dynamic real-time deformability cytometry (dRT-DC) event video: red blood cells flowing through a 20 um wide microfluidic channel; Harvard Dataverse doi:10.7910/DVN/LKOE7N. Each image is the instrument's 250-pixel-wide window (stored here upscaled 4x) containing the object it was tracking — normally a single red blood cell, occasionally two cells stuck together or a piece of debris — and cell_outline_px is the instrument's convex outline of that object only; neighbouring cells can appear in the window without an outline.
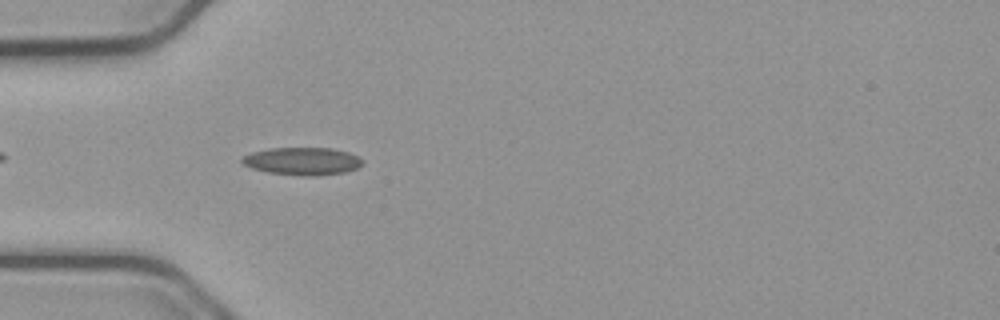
{"species": "common noctule bat (a hibernating species)", "species_latin": "Nyctalus noctula", "temperature_condition": "cold", "stored_images_in_passage": 42, "camera_frame_rate_fps": 3000, "um_per_image_px": 0.085, "animal": {"sex": "male", "body_mass_g": 23.1, "forearm_length_mm": 52.7}, "frame": {"image": 1, "passage_image": 4, "time_ms": 1.0, "image_size_px": [1000, 320], "cell_outline_px": [[364, 160], [356, 168], [344, 172], [312, 176], [304, 176], [268, 172], [252, 168], [244, 164], [240, 160], [244, 156], [252, 152], [268, 148], [332, 148], [348, 152]], "centroid_in_image_um": [25.68, 13.69], "position_along_channel_um": 59.3, "area_um2": 19.19}}
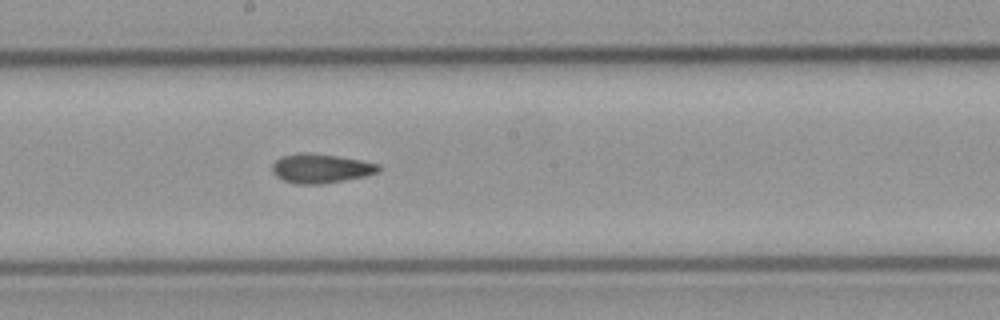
{"frame": {"image": 2, "passage_image": 17, "time_ms": 5.333, "image_size_px": [1000, 320], "cell_outline_px": [[380, 172], [364, 176], [344, 180], [320, 184], [300, 184], [284, 180], [276, 176], [272, 172], [272, 164], [280, 156], [296, 152], [312, 152], [360, 160], [380, 164]], "centroid_in_image_um": [27.25, 14.29], "position_along_channel_um": 221.0, "area_um2": 18.21}}
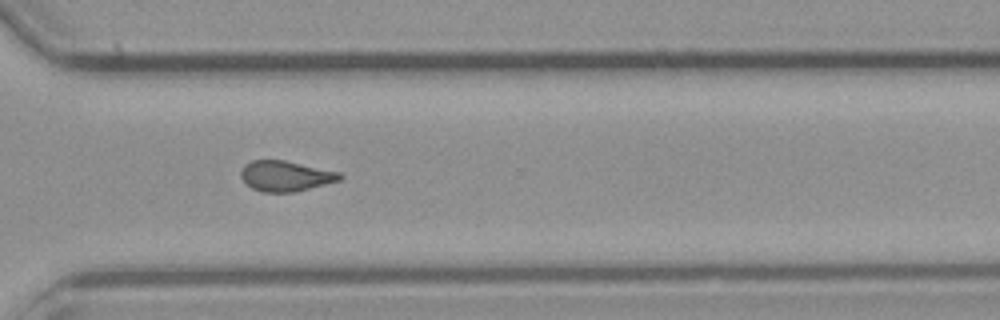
{"frame": {"image": 3, "passage_image": 27, "time_ms": 8.667, "image_size_px": [1000, 320], "cell_outline_px": [[344, 176], [340, 180], [292, 192], [264, 192], [252, 188], [240, 176], [240, 172], [244, 164], [252, 160], [284, 160], [340, 172]], "centroid_in_image_um": [24.26, 14.95], "position_along_channel_um": 346.3, "area_um2": 17.34}, "authors_computed_cell_mechanics": {"area_um2": 17.7446, "velocity_mm_per_s": 3.776, "shape_relaxation_time_tau1_ms": null, "shape_relaxation_time_tau2_ms": 4.4681, "deformation_change_tau1": null, "deformation_change_tau2": 0.1262}}